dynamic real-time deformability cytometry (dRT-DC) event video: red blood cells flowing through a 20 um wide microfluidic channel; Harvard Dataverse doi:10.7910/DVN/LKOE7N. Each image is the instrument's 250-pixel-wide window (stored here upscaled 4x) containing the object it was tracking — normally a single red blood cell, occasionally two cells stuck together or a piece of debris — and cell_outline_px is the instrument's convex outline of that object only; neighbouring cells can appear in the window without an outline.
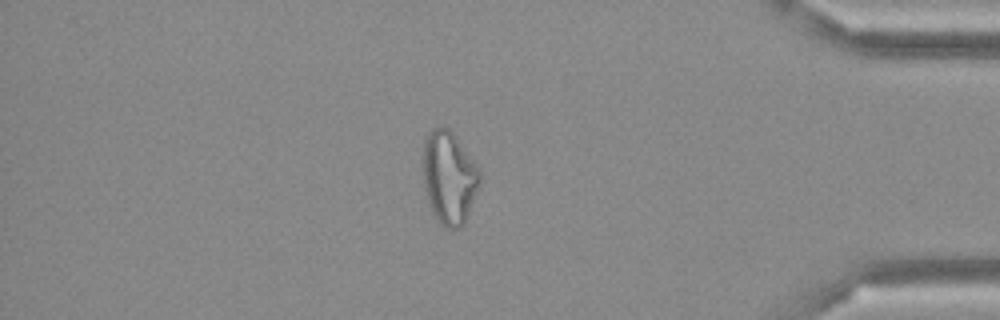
{"species": "Egyptian fruit bat (a non-hibernating species)", "species_latin": "Rousettus aegyptiacus", "temperature_condition": "cold", "stored_images_in_passage": 49, "camera_frame_rate_fps": 3000, "um_per_image_px": 0.085, "frame": {"image": 1, "passage_image": 42, "time_ms": 13.667, "image_size_px": [1000, 320], "cell_outline_px": [[480, 184], [468, 216], [464, 224], [460, 228], [444, 228], [440, 224], [432, 212], [424, 188], [424, 136], [432, 128], [444, 124], [456, 136], [480, 168]], "centroid_in_image_um": [38.19, 15.07], "position_along_channel_um": 397.0, "area_um2": 31.1}}